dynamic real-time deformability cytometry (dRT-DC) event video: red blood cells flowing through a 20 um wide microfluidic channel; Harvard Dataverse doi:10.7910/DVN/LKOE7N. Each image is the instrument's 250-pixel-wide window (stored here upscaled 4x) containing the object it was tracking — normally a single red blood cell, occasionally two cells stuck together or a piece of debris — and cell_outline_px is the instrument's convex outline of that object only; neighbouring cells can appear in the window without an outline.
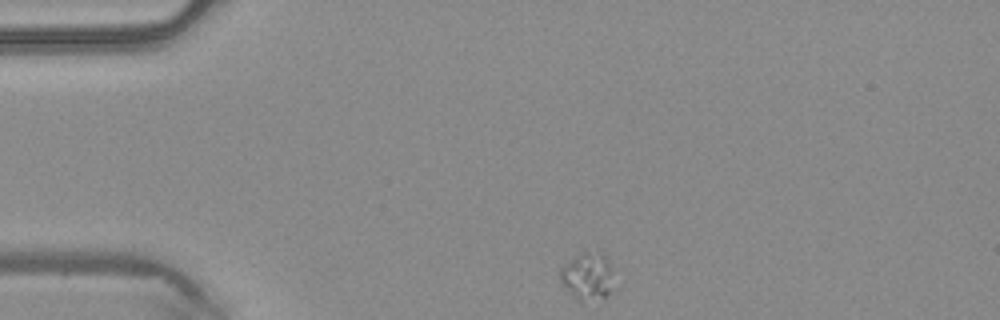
{"species": "common noctule bat (a hibernating species)", "species_latin": "Nyctalus noctula", "temperature_condition": "warm", "stored_images_in_passage": 41, "camera_frame_rate_fps": 3000, "um_per_image_px": 0.085, "animal": {"sex": "male", "body_mass_g": 20.4}, "frame": {"image": 1, "passage_image": 1, "time_ms": 0.0, "image_size_px": [1000, 320], "cell_outline_px": [[612, 268], [608, 292], [604, 296], [580, 304], [576, 300], [560, 280], [560, 268], [564, 264], [584, 248], [604, 252]], "centroid_in_image_um": [49.89, 23.4], "position_along_channel_um": 35.1, "area_um2": 15.03}}
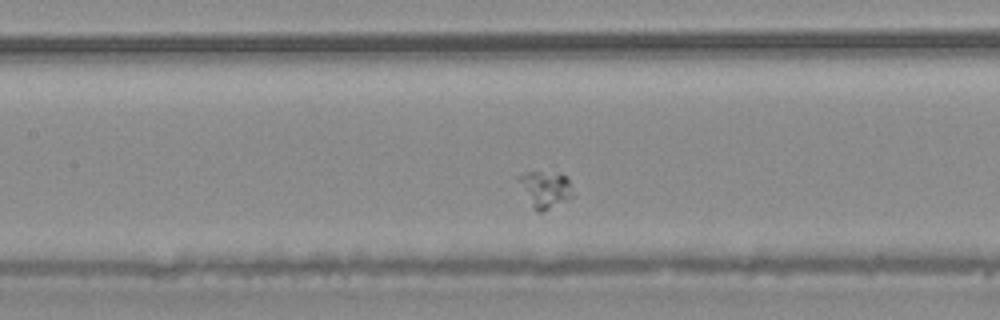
{"frame": {"image": 2, "passage_image": 14, "time_ms": 4.333, "image_size_px": [1000, 320], "cell_outline_px": [[576, 196], [544, 212], [536, 212], [532, 208], [516, 176], [524, 172], [540, 172], [568, 176]], "centroid_in_image_um": [46.39, 16.12], "position_along_channel_um": 161.0, "area_um2": 11.79}}
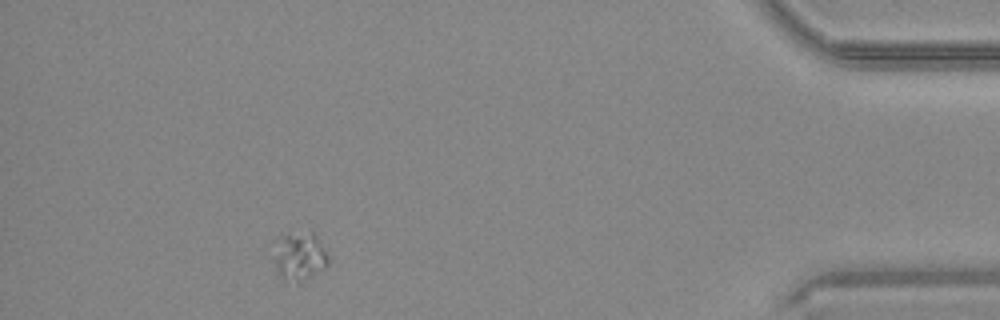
{"frame": {"image": 3, "passage_image": 37, "time_ms": 12.0, "image_size_px": [1000, 320], "cell_outline_px": [[328, 264], [324, 268], [300, 284], [280, 276], [276, 268], [276, 256], [280, 236], [288, 232], [312, 228], [324, 248], [328, 256]], "centroid_in_image_um": [25.53, 21.72], "position_along_channel_um": 409.7, "area_um2": 15.43}}